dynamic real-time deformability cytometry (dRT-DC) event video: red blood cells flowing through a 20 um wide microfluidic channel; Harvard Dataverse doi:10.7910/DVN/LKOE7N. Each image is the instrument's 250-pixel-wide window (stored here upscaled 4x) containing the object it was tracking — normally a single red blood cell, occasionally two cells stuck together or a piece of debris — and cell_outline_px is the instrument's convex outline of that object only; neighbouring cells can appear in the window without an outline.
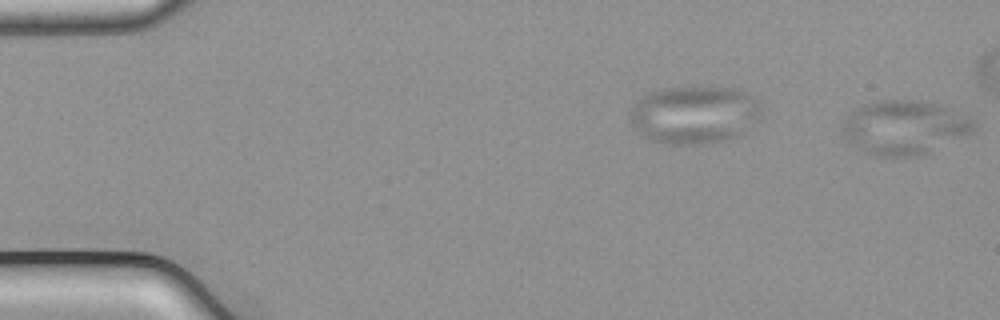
{"species": "common noctule bat (a hibernating species)", "species_latin": "Nyctalus noctula", "temperature_condition": "cold", "stored_images_in_passage": 45, "camera_frame_rate_fps": 3000, "um_per_image_px": 0.085, "animal": {"sex": "male", "body_mass_g": 21.5, "forearm_length_mm": 52.0}, "frame": {"image": 1, "passage_image": 1, "time_ms": 0.0, "image_size_px": [1000, 320], "cell_outline_px": [[976, 128], [968, 136], [928, 152], [916, 156], [876, 156], [860, 148], [848, 140], [840, 132], [840, 124], [844, 116], [852, 108], [876, 100], [916, 100], [948, 104], [972, 116], [976, 120]], "centroid_in_image_um": [76.93, 10.78], "position_along_channel_um": 8.1, "area_um2": 42.66}}
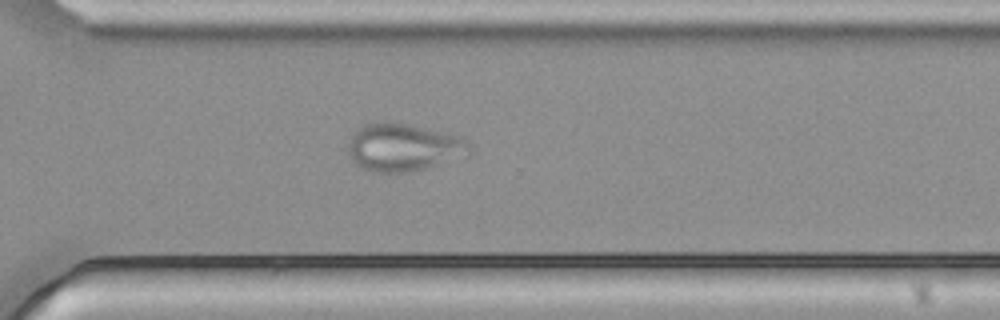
{"frame": {"image": 2, "passage_image": 39, "time_ms": 12.667, "image_size_px": [1000, 320], "cell_outline_px": [[476, 152], [472, 156], [408, 172], [372, 172], [356, 164], [352, 160], [348, 148], [348, 144], [352, 136], [360, 128], [368, 124], [408, 124], [456, 136], [468, 140], [472, 144]], "centroid_in_image_um": [34.42, 12.57], "position_along_channel_um": 336.2, "area_um2": 33.35}}